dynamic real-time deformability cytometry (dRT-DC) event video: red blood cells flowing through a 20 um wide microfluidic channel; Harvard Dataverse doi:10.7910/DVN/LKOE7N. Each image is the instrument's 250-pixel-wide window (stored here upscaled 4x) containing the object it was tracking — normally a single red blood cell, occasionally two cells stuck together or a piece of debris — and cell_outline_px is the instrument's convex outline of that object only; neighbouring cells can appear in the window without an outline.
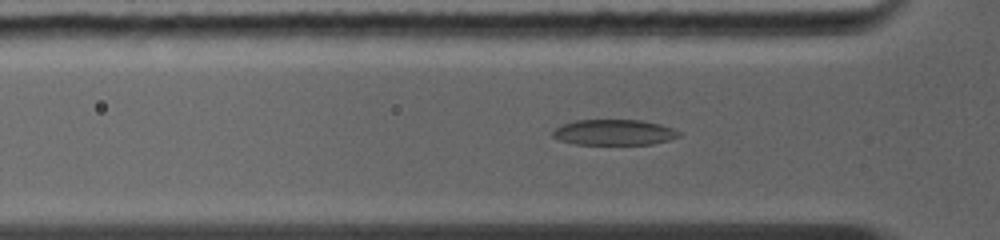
{"species": "common noctule bat (a hibernating species)", "species_latin": "Nyctalus noctula", "temperature_condition": "warm", "stored_images_in_passage": 34, "camera_frame_rate_fps": 5000, "um_per_image_px": 0.085, "animal": {"sex": "female", "body_mass_g": 19.0, "forearm_length_mm": 56.7}, "frame": {"image": 1, "passage_image": 8, "time_ms": 3.0, "image_size_px": [1000, 240], "cell_outline_px": [[680, 136], [668, 140], [652, 144], [576, 144], [560, 140], [552, 136], [552, 132], [560, 124], [576, 120], [640, 120], [660, 124], [672, 128], [680, 132]], "centroid_in_image_um": [52.18, 11.24], "position_along_channel_um": 73.6, "area_um2": 18.79}}
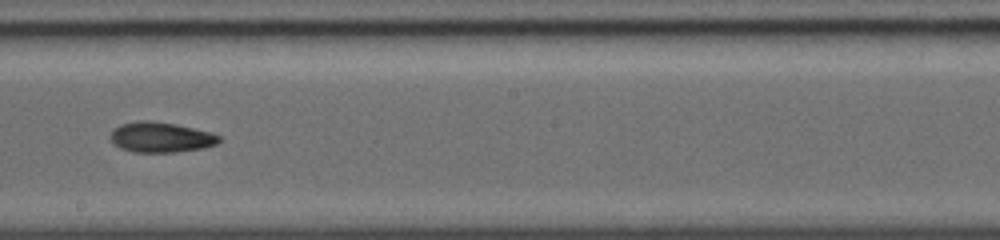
{"frame": {"image": 2, "passage_image": 16, "time_ms": 6.6, "image_size_px": [1000, 240], "cell_outline_px": [[220, 140], [216, 144], [204, 148], [172, 152], [136, 152], [120, 148], [112, 140], [112, 128], [120, 124], [140, 120], [148, 120], [176, 124], [212, 132], [220, 136]], "centroid_in_image_um": [13.69, 11.65], "position_along_channel_um": 234.5, "area_um2": 19.07}}
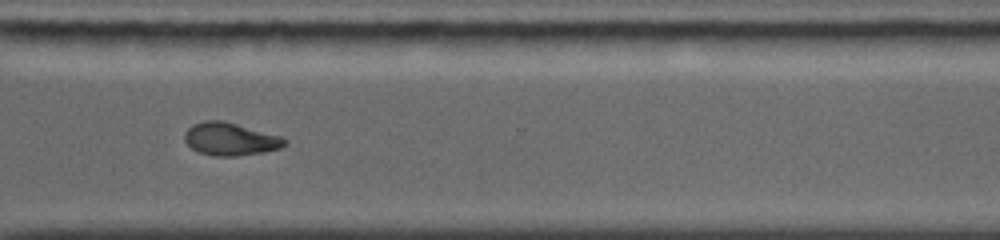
{"frame": {"image": 3, "passage_image": 22, "time_ms": 9.2, "image_size_px": [1000, 240], "cell_outline_px": [[288, 140], [280, 148], [264, 152], [236, 156], [216, 156], [200, 152], [192, 148], [184, 140], [184, 132], [192, 124], [204, 120], [224, 120], [280, 136]], "centroid_in_image_um": [19.55, 11.81], "position_along_channel_um": 351.1, "area_um2": 19.07}}